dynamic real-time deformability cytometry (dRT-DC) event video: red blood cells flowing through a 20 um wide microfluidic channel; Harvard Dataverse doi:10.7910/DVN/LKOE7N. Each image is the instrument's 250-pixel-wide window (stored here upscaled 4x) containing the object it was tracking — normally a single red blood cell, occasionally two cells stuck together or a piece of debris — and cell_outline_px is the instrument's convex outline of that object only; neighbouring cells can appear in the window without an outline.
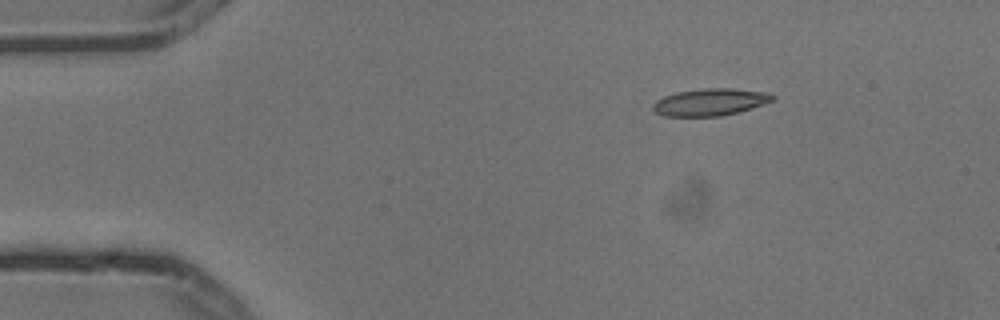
{"species": "common noctule bat (a hibernating species)", "species_latin": "Nyctalus noctula", "temperature_condition": "cold", "stored_images_in_passage": 5, "camera_frame_rate_fps": 3000, "um_per_image_px": 0.085, "animal": {"sex": "male", "body_mass_g": 13.3}, "frame": {"image": 1, "passage_image": 3, "time_ms": 0.667, "image_size_px": [1000, 320], "cell_outline_px": [[776, 96], [772, 100], [764, 104], [740, 112], [720, 116], [664, 116], [656, 112], [652, 108], [652, 104], [656, 100], [664, 96], [676, 92], [704, 88], [732, 88], [772, 92]], "centroid_in_image_um": [60.4, 8.67], "position_along_channel_um": 24.6, "area_um2": 19.13}}